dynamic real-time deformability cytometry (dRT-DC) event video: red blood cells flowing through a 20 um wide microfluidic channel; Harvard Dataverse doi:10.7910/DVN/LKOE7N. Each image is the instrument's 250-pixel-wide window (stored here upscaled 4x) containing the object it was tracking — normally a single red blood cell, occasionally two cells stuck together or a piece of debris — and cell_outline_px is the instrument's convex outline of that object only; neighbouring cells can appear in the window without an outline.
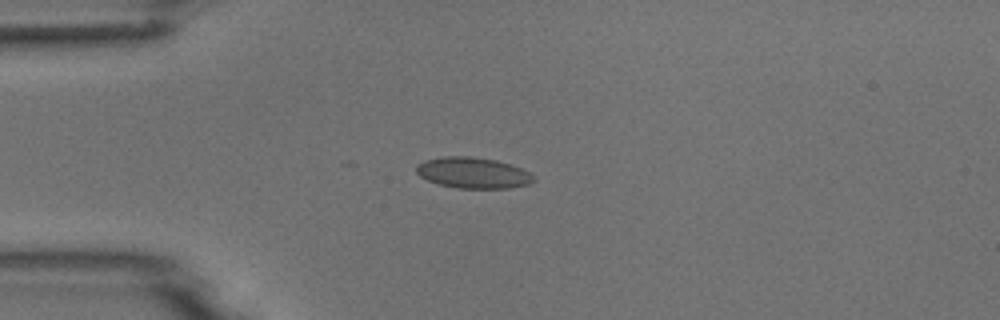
{"species": "common noctule bat (a hibernating species)", "species_latin": "Nyctalus noctula", "temperature_condition": "room temperature", "stored_images_in_passage": 6, "camera_frame_rate_fps": 3000, "um_per_image_px": 0.085, "animal": {"sex": "male", "body_mass_g": 18.8}, "frame": {"image": 1, "passage_image": 3, "time_ms": 2.333, "image_size_px": [1000, 320], "cell_outline_px": [[536, 180], [528, 184], [508, 188], [456, 188], [436, 184], [420, 176], [416, 172], [416, 164], [424, 160], [444, 156], [472, 156], [496, 160], [520, 168], [536, 176]], "centroid_in_image_um": [40.18, 14.69], "position_along_channel_um": 44.8, "area_um2": 21.27}}
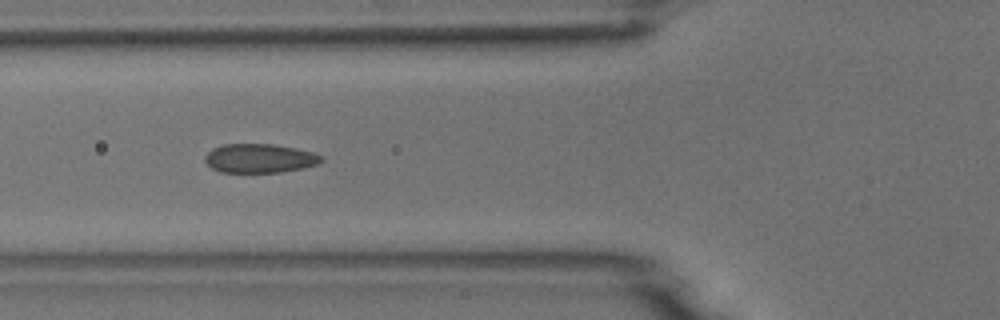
{"frame": {"image": 2, "passage_image": 5, "time_ms": 4.333, "image_size_px": [1000, 320], "cell_outline_px": [[324, 160], [320, 164], [304, 168], [280, 172], [220, 172], [212, 168], [204, 160], [204, 156], [212, 148], [224, 144], [272, 144], [296, 148], [312, 152], [324, 156]], "centroid_in_image_um": [22.1, 13.46], "position_along_channel_um": 103.7, "area_um2": 19.83}}